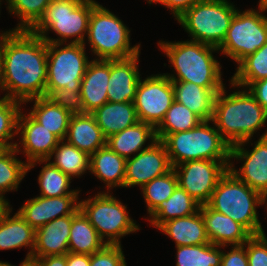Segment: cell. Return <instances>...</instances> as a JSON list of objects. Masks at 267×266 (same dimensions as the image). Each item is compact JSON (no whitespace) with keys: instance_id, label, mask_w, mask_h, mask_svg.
I'll return each instance as SVG.
<instances>
[{"instance_id":"9f6ffc18","label":"cell","mask_w":267,"mask_h":266,"mask_svg":"<svg viewBox=\"0 0 267 266\" xmlns=\"http://www.w3.org/2000/svg\"><path fill=\"white\" fill-rule=\"evenodd\" d=\"M6 3V0L4 1V0H0V15H1V8H2V3ZM1 17V16H0Z\"/></svg>"},{"instance_id":"603a6c76","label":"cell","mask_w":267,"mask_h":266,"mask_svg":"<svg viewBox=\"0 0 267 266\" xmlns=\"http://www.w3.org/2000/svg\"><path fill=\"white\" fill-rule=\"evenodd\" d=\"M126 160L106 145L90 155L89 174L103 183V192L124 188Z\"/></svg>"},{"instance_id":"7dc6e473","label":"cell","mask_w":267,"mask_h":266,"mask_svg":"<svg viewBox=\"0 0 267 266\" xmlns=\"http://www.w3.org/2000/svg\"><path fill=\"white\" fill-rule=\"evenodd\" d=\"M31 261L36 266H66V254L46 256Z\"/></svg>"},{"instance_id":"c3c4849f","label":"cell","mask_w":267,"mask_h":266,"mask_svg":"<svg viewBox=\"0 0 267 266\" xmlns=\"http://www.w3.org/2000/svg\"><path fill=\"white\" fill-rule=\"evenodd\" d=\"M66 266H90V255L68 252Z\"/></svg>"},{"instance_id":"83f0119b","label":"cell","mask_w":267,"mask_h":266,"mask_svg":"<svg viewBox=\"0 0 267 266\" xmlns=\"http://www.w3.org/2000/svg\"><path fill=\"white\" fill-rule=\"evenodd\" d=\"M91 114L106 138L139 122L134 102L108 101Z\"/></svg>"},{"instance_id":"6da1fadb","label":"cell","mask_w":267,"mask_h":266,"mask_svg":"<svg viewBox=\"0 0 267 266\" xmlns=\"http://www.w3.org/2000/svg\"><path fill=\"white\" fill-rule=\"evenodd\" d=\"M4 98L25 102L45 96L47 42L30 30L2 34Z\"/></svg>"},{"instance_id":"484cf974","label":"cell","mask_w":267,"mask_h":266,"mask_svg":"<svg viewBox=\"0 0 267 266\" xmlns=\"http://www.w3.org/2000/svg\"><path fill=\"white\" fill-rule=\"evenodd\" d=\"M157 230L174 241L175 247L210 243L200 208L192 215L163 223Z\"/></svg>"},{"instance_id":"ffe728a7","label":"cell","mask_w":267,"mask_h":266,"mask_svg":"<svg viewBox=\"0 0 267 266\" xmlns=\"http://www.w3.org/2000/svg\"><path fill=\"white\" fill-rule=\"evenodd\" d=\"M71 224L72 215H67L56 218L36 229L35 247L31 260L67 254Z\"/></svg>"},{"instance_id":"277c9868","label":"cell","mask_w":267,"mask_h":266,"mask_svg":"<svg viewBox=\"0 0 267 266\" xmlns=\"http://www.w3.org/2000/svg\"><path fill=\"white\" fill-rule=\"evenodd\" d=\"M207 205L211 209L231 217L252 235L265 233L257 209L264 207V211H267V199L239 180L230 170H227L219 179Z\"/></svg>"},{"instance_id":"7402d4cb","label":"cell","mask_w":267,"mask_h":266,"mask_svg":"<svg viewBox=\"0 0 267 266\" xmlns=\"http://www.w3.org/2000/svg\"><path fill=\"white\" fill-rule=\"evenodd\" d=\"M110 77V60H94L89 63L81 81L80 94L84 114L93 113L108 102L107 86Z\"/></svg>"},{"instance_id":"9c48e42d","label":"cell","mask_w":267,"mask_h":266,"mask_svg":"<svg viewBox=\"0 0 267 266\" xmlns=\"http://www.w3.org/2000/svg\"><path fill=\"white\" fill-rule=\"evenodd\" d=\"M237 9L231 0H198L176 21L190 40L218 48Z\"/></svg>"},{"instance_id":"44dd1931","label":"cell","mask_w":267,"mask_h":266,"mask_svg":"<svg viewBox=\"0 0 267 266\" xmlns=\"http://www.w3.org/2000/svg\"><path fill=\"white\" fill-rule=\"evenodd\" d=\"M11 206L0 220V251L27 249L23 261H31L35 247L36 230ZM13 214V215H12Z\"/></svg>"},{"instance_id":"11a10c76","label":"cell","mask_w":267,"mask_h":266,"mask_svg":"<svg viewBox=\"0 0 267 266\" xmlns=\"http://www.w3.org/2000/svg\"><path fill=\"white\" fill-rule=\"evenodd\" d=\"M0 266H16V265H13V264L9 263L8 261L6 262V261L0 260Z\"/></svg>"},{"instance_id":"d4e9b609","label":"cell","mask_w":267,"mask_h":266,"mask_svg":"<svg viewBox=\"0 0 267 266\" xmlns=\"http://www.w3.org/2000/svg\"><path fill=\"white\" fill-rule=\"evenodd\" d=\"M65 140L91 155L106 146L107 138L97 125L95 117L91 113H85L72 115Z\"/></svg>"},{"instance_id":"7c38bea8","label":"cell","mask_w":267,"mask_h":266,"mask_svg":"<svg viewBox=\"0 0 267 266\" xmlns=\"http://www.w3.org/2000/svg\"><path fill=\"white\" fill-rule=\"evenodd\" d=\"M254 140L256 139L230 146L228 170L267 199V136L258 137L256 141ZM250 146L251 149H249ZM238 161L242 164L239 168H236L235 164Z\"/></svg>"},{"instance_id":"ba28073f","label":"cell","mask_w":267,"mask_h":266,"mask_svg":"<svg viewBox=\"0 0 267 266\" xmlns=\"http://www.w3.org/2000/svg\"><path fill=\"white\" fill-rule=\"evenodd\" d=\"M99 191L86 199H79V209L97 230L99 237L108 245H122L121 239L141 229L131 218L127 204L114 196L113 192Z\"/></svg>"},{"instance_id":"ee69618b","label":"cell","mask_w":267,"mask_h":266,"mask_svg":"<svg viewBox=\"0 0 267 266\" xmlns=\"http://www.w3.org/2000/svg\"><path fill=\"white\" fill-rule=\"evenodd\" d=\"M227 247L228 251L225 250ZM221 266H248L246 242L242 245L222 246Z\"/></svg>"},{"instance_id":"d6986e66","label":"cell","mask_w":267,"mask_h":266,"mask_svg":"<svg viewBox=\"0 0 267 266\" xmlns=\"http://www.w3.org/2000/svg\"><path fill=\"white\" fill-rule=\"evenodd\" d=\"M206 235L210 243L219 246L242 245L252 234L240 223L211 209L207 204L200 205Z\"/></svg>"},{"instance_id":"e0dca14e","label":"cell","mask_w":267,"mask_h":266,"mask_svg":"<svg viewBox=\"0 0 267 266\" xmlns=\"http://www.w3.org/2000/svg\"><path fill=\"white\" fill-rule=\"evenodd\" d=\"M80 195L59 197L33 196L17 209L24 220L35 230L52 220L73 215L79 209Z\"/></svg>"},{"instance_id":"5bb4252c","label":"cell","mask_w":267,"mask_h":266,"mask_svg":"<svg viewBox=\"0 0 267 266\" xmlns=\"http://www.w3.org/2000/svg\"><path fill=\"white\" fill-rule=\"evenodd\" d=\"M230 161L189 160L173 167L178 185L200 205L207 204Z\"/></svg>"},{"instance_id":"bcb514c9","label":"cell","mask_w":267,"mask_h":266,"mask_svg":"<svg viewBox=\"0 0 267 266\" xmlns=\"http://www.w3.org/2000/svg\"><path fill=\"white\" fill-rule=\"evenodd\" d=\"M196 1L198 0H166L161 6L167 8L176 20Z\"/></svg>"},{"instance_id":"816d5d0a","label":"cell","mask_w":267,"mask_h":266,"mask_svg":"<svg viewBox=\"0 0 267 266\" xmlns=\"http://www.w3.org/2000/svg\"><path fill=\"white\" fill-rule=\"evenodd\" d=\"M257 7L267 12V0H259L257 3Z\"/></svg>"},{"instance_id":"74e56055","label":"cell","mask_w":267,"mask_h":266,"mask_svg":"<svg viewBox=\"0 0 267 266\" xmlns=\"http://www.w3.org/2000/svg\"><path fill=\"white\" fill-rule=\"evenodd\" d=\"M178 186L176 172L172 168L166 174L156 177L146 183L140 190V194L146 204V212L149 216L163 201H166Z\"/></svg>"},{"instance_id":"ab89813d","label":"cell","mask_w":267,"mask_h":266,"mask_svg":"<svg viewBox=\"0 0 267 266\" xmlns=\"http://www.w3.org/2000/svg\"><path fill=\"white\" fill-rule=\"evenodd\" d=\"M22 106L21 102L0 98V150L15 147L18 116Z\"/></svg>"},{"instance_id":"cb8c5ba5","label":"cell","mask_w":267,"mask_h":266,"mask_svg":"<svg viewBox=\"0 0 267 266\" xmlns=\"http://www.w3.org/2000/svg\"><path fill=\"white\" fill-rule=\"evenodd\" d=\"M157 140L155 128L148 123L136 124L109 136L106 145L124 158H131Z\"/></svg>"},{"instance_id":"3957f363","label":"cell","mask_w":267,"mask_h":266,"mask_svg":"<svg viewBox=\"0 0 267 266\" xmlns=\"http://www.w3.org/2000/svg\"><path fill=\"white\" fill-rule=\"evenodd\" d=\"M158 50L167 57L173 67L171 73H164L171 81L192 82L207 89H223L221 62L215 53L217 47L193 40L157 42ZM173 72V73H172Z\"/></svg>"},{"instance_id":"f5cc1de1","label":"cell","mask_w":267,"mask_h":266,"mask_svg":"<svg viewBox=\"0 0 267 266\" xmlns=\"http://www.w3.org/2000/svg\"><path fill=\"white\" fill-rule=\"evenodd\" d=\"M145 1H147L146 3L147 4H149L150 6L152 5V4H160V5H162L166 0H145Z\"/></svg>"},{"instance_id":"e575fe53","label":"cell","mask_w":267,"mask_h":266,"mask_svg":"<svg viewBox=\"0 0 267 266\" xmlns=\"http://www.w3.org/2000/svg\"><path fill=\"white\" fill-rule=\"evenodd\" d=\"M236 66L235 73L228 79L236 86L246 89L251 83L267 78V42Z\"/></svg>"},{"instance_id":"d590c367","label":"cell","mask_w":267,"mask_h":266,"mask_svg":"<svg viewBox=\"0 0 267 266\" xmlns=\"http://www.w3.org/2000/svg\"><path fill=\"white\" fill-rule=\"evenodd\" d=\"M175 248V266H221L222 246L207 243Z\"/></svg>"},{"instance_id":"1f68e13d","label":"cell","mask_w":267,"mask_h":266,"mask_svg":"<svg viewBox=\"0 0 267 266\" xmlns=\"http://www.w3.org/2000/svg\"><path fill=\"white\" fill-rule=\"evenodd\" d=\"M47 161L71 179L83 178L85 173L90 172V155L66 140L59 141Z\"/></svg>"},{"instance_id":"52a82bcc","label":"cell","mask_w":267,"mask_h":266,"mask_svg":"<svg viewBox=\"0 0 267 266\" xmlns=\"http://www.w3.org/2000/svg\"><path fill=\"white\" fill-rule=\"evenodd\" d=\"M161 141L172 168L189 160L230 161V145L212 120L201 121L187 131L167 134Z\"/></svg>"},{"instance_id":"f1b7e54d","label":"cell","mask_w":267,"mask_h":266,"mask_svg":"<svg viewBox=\"0 0 267 266\" xmlns=\"http://www.w3.org/2000/svg\"><path fill=\"white\" fill-rule=\"evenodd\" d=\"M28 102L33 105L27 112L60 140H65L72 114L46 96L29 100L23 107L28 105Z\"/></svg>"},{"instance_id":"4fadbf2b","label":"cell","mask_w":267,"mask_h":266,"mask_svg":"<svg viewBox=\"0 0 267 266\" xmlns=\"http://www.w3.org/2000/svg\"><path fill=\"white\" fill-rule=\"evenodd\" d=\"M145 76L137 86L134 105L139 121L156 128L175 100L174 88L164 73Z\"/></svg>"},{"instance_id":"db71d44e","label":"cell","mask_w":267,"mask_h":266,"mask_svg":"<svg viewBox=\"0 0 267 266\" xmlns=\"http://www.w3.org/2000/svg\"><path fill=\"white\" fill-rule=\"evenodd\" d=\"M20 266H36L32 261H21Z\"/></svg>"},{"instance_id":"60d3db41","label":"cell","mask_w":267,"mask_h":266,"mask_svg":"<svg viewBox=\"0 0 267 266\" xmlns=\"http://www.w3.org/2000/svg\"><path fill=\"white\" fill-rule=\"evenodd\" d=\"M122 245L106 244L90 255V266H127Z\"/></svg>"},{"instance_id":"681fc988","label":"cell","mask_w":267,"mask_h":266,"mask_svg":"<svg viewBox=\"0 0 267 266\" xmlns=\"http://www.w3.org/2000/svg\"><path fill=\"white\" fill-rule=\"evenodd\" d=\"M13 30V28H9L2 31L1 29V33H0V95L1 93H3L2 97L1 98H4V82H3V61H2V34L8 32V31H11Z\"/></svg>"},{"instance_id":"7a4b0ae2","label":"cell","mask_w":267,"mask_h":266,"mask_svg":"<svg viewBox=\"0 0 267 266\" xmlns=\"http://www.w3.org/2000/svg\"><path fill=\"white\" fill-rule=\"evenodd\" d=\"M229 85L234 91L230 93L224 87L214 101L212 121L221 137L232 146L254 139L256 135V138L267 136L266 128L260 134L267 126V112L247 89L230 81Z\"/></svg>"},{"instance_id":"8d00e7d4","label":"cell","mask_w":267,"mask_h":266,"mask_svg":"<svg viewBox=\"0 0 267 266\" xmlns=\"http://www.w3.org/2000/svg\"><path fill=\"white\" fill-rule=\"evenodd\" d=\"M201 121L189 108L174 100L164 119L155 128L156 138L162 140L167 134L193 129Z\"/></svg>"},{"instance_id":"8fae6325","label":"cell","mask_w":267,"mask_h":266,"mask_svg":"<svg viewBox=\"0 0 267 266\" xmlns=\"http://www.w3.org/2000/svg\"><path fill=\"white\" fill-rule=\"evenodd\" d=\"M86 48L84 44L47 43L46 97L60 88L80 90L82 78L92 61Z\"/></svg>"},{"instance_id":"4dcf8cb0","label":"cell","mask_w":267,"mask_h":266,"mask_svg":"<svg viewBox=\"0 0 267 266\" xmlns=\"http://www.w3.org/2000/svg\"><path fill=\"white\" fill-rule=\"evenodd\" d=\"M39 164L41 170L37 177V183L39 187V196L42 197H59L65 195H80L81 189H72L71 179L68 175L63 173L57 167H54L47 160H36L28 164L27 172L35 169ZM35 167V168H34Z\"/></svg>"},{"instance_id":"8992f818","label":"cell","mask_w":267,"mask_h":266,"mask_svg":"<svg viewBox=\"0 0 267 266\" xmlns=\"http://www.w3.org/2000/svg\"><path fill=\"white\" fill-rule=\"evenodd\" d=\"M131 29L100 2L92 9L84 45L94 60H115L133 57L141 52V42L131 45Z\"/></svg>"},{"instance_id":"2e32d148","label":"cell","mask_w":267,"mask_h":266,"mask_svg":"<svg viewBox=\"0 0 267 266\" xmlns=\"http://www.w3.org/2000/svg\"><path fill=\"white\" fill-rule=\"evenodd\" d=\"M171 169L172 166L165 145L157 139L148 148L131 158H127L124 188L139 186L141 189L146 183L166 174Z\"/></svg>"},{"instance_id":"9a60e30c","label":"cell","mask_w":267,"mask_h":266,"mask_svg":"<svg viewBox=\"0 0 267 266\" xmlns=\"http://www.w3.org/2000/svg\"><path fill=\"white\" fill-rule=\"evenodd\" d=\"M25 109L27 108L23 107L18 116L14 148L18 154H23L27 164L36 160H47L60 139L38 123Z\"/></svg>"},{"instance_id":"f6af8a7d","label":"cell","mask_w":267,"mask_h":266,"mask_svg":"<svg viewBox=\"0 0 267 266\" xmlns=\"http://www.w3.org/2000/svg\"><path fill=\"white\" fill-rule=\"evenodd\" d=\"M246 89L267 112V78L251 83Z\"/></svg>"},{"instance_id":"836d02e7","label":"cell","mask_w":267,"mask_h":266,"mask_svg":"<svg viewBox=\"0 0 267 266\" xmlns=\"http://www.w3.org/2000/svg\"><path fill=\"white\" fill-rule=\"evenodd\" d=\"M14 147L0 150V196L10 192H17L19 185L27 176L28 164L21 160Z\"/></svg>"},{"instance_id":"30bf717a","label":"cell","mask_w":267,"mask_h":266,"mask_svg":"<svg viewBox=\"0 0 267 266\" xmlns=\"http://www.w3.org/2000/svg\"><path fill=\"white\" fill-rule=\"evenodd\" d=\"M266 11L257 8L237 9L222 44L217 48L223 57L238 64L267 42Z\"/></svg>"},{"instance_id":"7bdbcfd3","label":"cell","mask_w":267,"mask_h":266,"mask_svg":"<svg viewBox=\"0 0 267 266\" xmlns=\"http://www.w3.org/2000/svg\"><path fill=\"white\" fill-rule=\"evenodd\" d=\"M248 266H267V236L266 233L252 235L246 241Z\"/></svg>"},{"instance_id":"f546056e","label":"cell","mask_w":267,"mask_h":266,"mask_svg":"<svg viewBox=\"0 0 267 266\" xmlns=\"http://www.w3.org/2000/svg\"><path fill=\"white\" fill-rule=\"evenodd\" d=\"M199 208L200 204L178 185L173 194L160 203L149 216H143V220H147L151 227L158 229L167 221L196 213Z\"/></svg>"},{"instance_id":"f907efd6","label":"cell","mask_w":267,"mask_h":266,"mask_svg":"<svg viewBox=\"0 0 267 266\" xmlns=\"http://www.w3.org/2000/svg\"><path fill=\"white\" fill-rule=\"evenodd\" d=\"M10 201H8L6 198L0 196V220L4 213L11 207Z\"/></svg>"},{"instance_id":"f35d334b","label":"cell","mask_w":267,"mask_h":266,"mask_svg":"<svg viewBox=\"0 0 267 266\" xmlns=\"http://www.w3.org/2000/svg\"><path fill=\"white\" fill-rule=\"evenodd\" d=\"M51 0H6L8 14L15 16L18 23L13 30H30L43 16Z\"/></svg>"},{"instance_id":"d6a6232c","label":"cell","mask_w":267,"mask_h":266,"mask_svg":"<svg viewBox=\"0 0 267 266\" xmlns=\"http://www.w3.org/2000/svg\"><path fill=\"white\" fill-rule=\"evenodd\" d=\"M68 244L69 252L86 255H92L106 245L80 209L72 215Z\"/></svg>"},{"instance_id":"b9f144b4","label":"cell","mask_w":267,"mask_h":266,"mask_svg":"<svg viewBox=\"0 0 267 266\" xmlns=\"http://www.w3.org/2000/svg\"><path fill=\"white\" fill-rule=\"evenodd\" d=\"M48 98L51 99L58 106L70 112L72 115L84 114L80 90L72 91L69 89L60 88L54 90L48 96Z\"/></svg>"},{"instance_id":"4316f807","label":"cell","mask_w":267,"mask_h":266,"mask_svg":"<svg viewBox=\"0 0 267 266\" xmlns=\"http://www.w3.org/2000/svg\"><path fill=\"white\" fill-rule=\"evenodd\" d=\"M174 98L202 121L212 120L214 101L222 89H207L192 82L172 81Z\"/></svg>"},{"instance_id":"ac0fdd59","label":"cell","mask_w":267,"mask_h":266,"mask_svg":"<svg viewBox=\"0 0 267 266\" xmlns=\"http://www.w3.org/2000/svg\"><path fill=\"white\" fill-rule=\"evenodd\" d=\"M141 52L126 59L110 60V77L107 86L109 102H134L142 76L139 70Z\"/></svg>"},{"instance_id":"5b68a950","label":"cell","mask_w":267,"mask_h":266,"mask_svg":"<svg viewBox=\"0 0 267 266\" xmlns=\"http://www.w3.org/2000/svg\"><path fill=\"white\" fill-rule=\"evenodd\" d=\"M97 4L96 0H51L30 31L47 43L83 44L91 11Z\"/></svg>"}]
</instances>
